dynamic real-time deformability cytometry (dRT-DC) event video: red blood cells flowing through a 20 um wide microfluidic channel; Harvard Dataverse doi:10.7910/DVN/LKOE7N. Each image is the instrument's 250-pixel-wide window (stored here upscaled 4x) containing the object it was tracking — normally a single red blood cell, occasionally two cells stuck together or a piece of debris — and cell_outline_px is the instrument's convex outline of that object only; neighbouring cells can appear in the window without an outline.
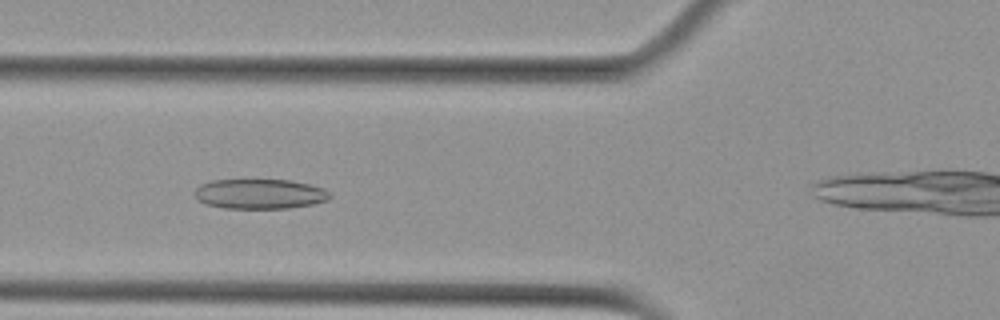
{"species": "Egyptian fruit bat (a non-hibernating species)", "species_latin": "Rousettus aegyptiacus", "temperature_condition": "cold", "stored_images_in_passage": 35, "camera_frame_rate_fps": 3000, "um_per_image_px": 0.085, "animal": {"sex": "female"}, "frame": {"image": 1, "passage_image": 10, "time_ms": 3.0, "image_size_px": [1000, 320], "cell_outline_px": [[332, 196], [328, 200], [312, 204], [288, 208], [224, 208], [208, 204], [200, 200], [196, 196], [196, 188], [200, 184], [212, 180], [288, 180], [308, 184], [324, 188]], "centroid_in_image_um": [22.11, 16.48], "position_along_channel_um": 103.7, "area_um2": 23.29}}
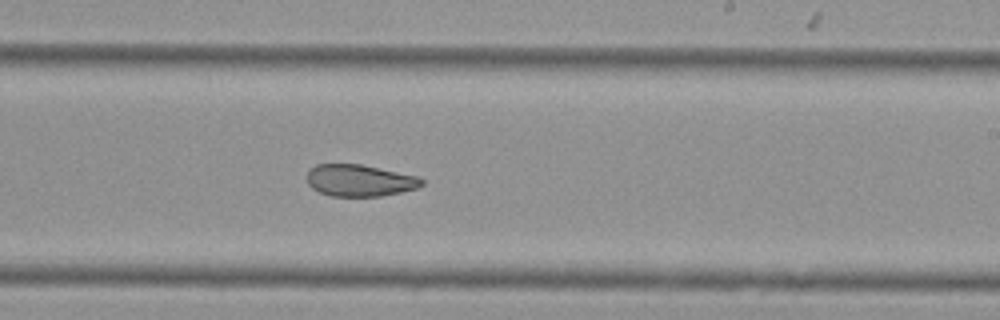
{"frame": {"image": 2, "passage_image": 23, "time_ms": 7.333, "image_size_px": [1000, 320], "cell_outline_px": [[424, 184], [416, 188], [400, 192], [380, 196], [332, 196], [320, 192], [312, 188], [308, 184], [308, 172], [316, 164], [360, 164], [416, 176], [424, 180]], "centroid_in_image_um": [30.56, 15.34], "position_along_channel_um": 258.4, "area_um2": 20.98}}
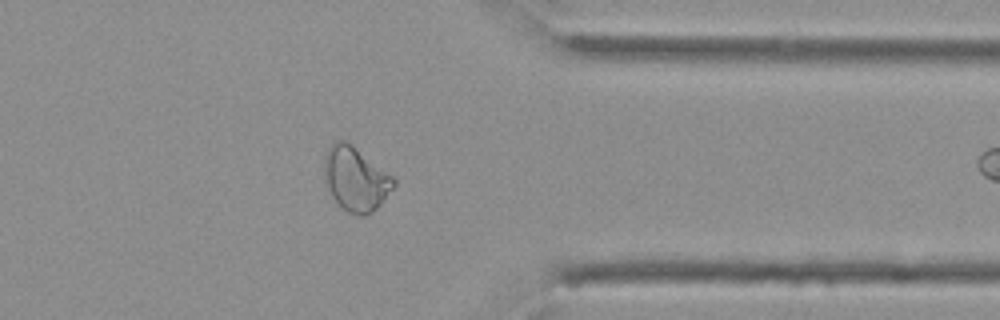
{"frame": {"image": 3, "passage_image": 34, "time_ms": 11.0, "image_size_px": [1000, 320], "cell_outline_px": [[396, 184], [380, 204], [372, 212], [364, 216], [356, 216], [348, 212], [332, 196], [324, 184], [324, 156], [332, 140], [344, 140], [392, 176], [396, 180]], "centroid_in_image_um": [30.18, 15.22], "position_along_channel_um": 381.2, "area_um2": 25.61}}